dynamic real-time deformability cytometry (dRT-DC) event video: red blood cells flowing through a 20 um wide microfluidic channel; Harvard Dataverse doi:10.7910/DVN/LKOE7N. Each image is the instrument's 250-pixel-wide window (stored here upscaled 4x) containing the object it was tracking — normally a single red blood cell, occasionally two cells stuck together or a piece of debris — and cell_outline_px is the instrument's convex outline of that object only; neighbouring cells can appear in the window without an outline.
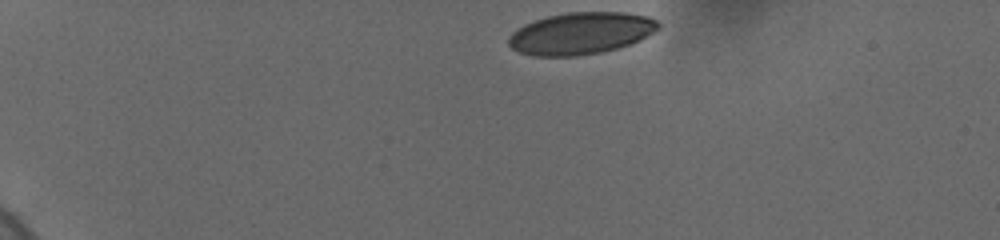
{"species": "human", "species_latin": "Homo sapiens", "temperature_condition": "cold", "stored_images_in_passage": 58, "camera_frame_rate_fps": 3000, "um_per_image_px": 0.085, "donor": {"sex": "female"}, "frame": {"image": 1, "passage_image": 1, "time_ms": 0.0, "image_size_px": [1000, 240], "cell_outline_px": [[660, 28], [640, 40], [632, 44], [600, 52], [576, 56], [536, 56], [520, 52], [512, 48], [508, 44], [508, 36], [516, 28], [524, 24], [548, 16], [568, 12], [624, 12], [648, 16], [656, 20], [660, 24]], "centroid_in_image_um": [49.37, 2.83], "position_along_channel_um": 35.6, "area_um2": 36.65}}
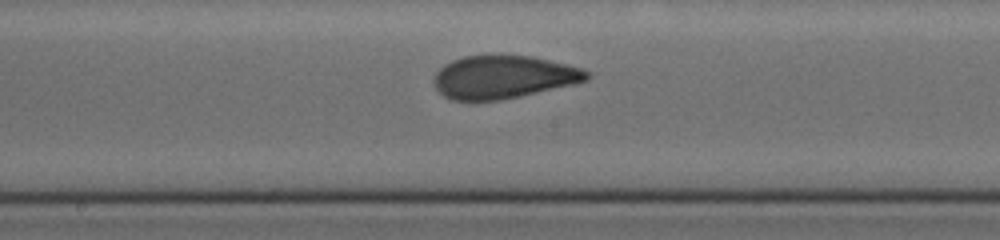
{"frame": {"image": 2, "passage_image": 36, "time_ms": 7.0, "image_size_px": [1000, 240], "cell_outline_px": [[592, 76], [588, 80], [572, 84], [520, 96], [500, 100], [452, 100], [444, 96], [436, 88], [432, 80], [436, 72], [444, 64], [452, 60], [464, 56], [496, 52], [500, 52], [532, 56], [568, 64], [584, 68]], "centroid_in_image_um": [42.78, 6.49], "position_along_channel_um": 205.4, "area_um2": 39.19}}
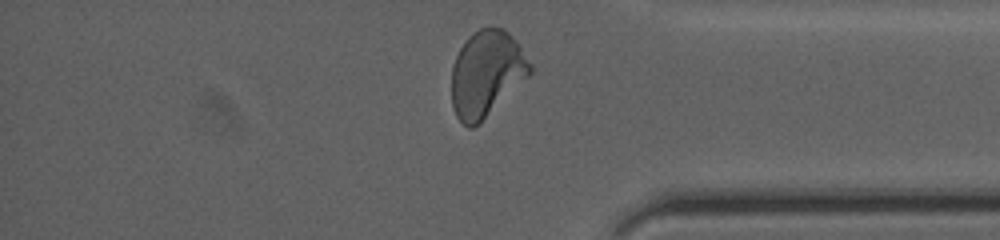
{"frame": {"image": 3, "passage_image": 57, "time_ms": 12.333, "image_size_px": [1000, 240], "cell_outline_px": [[532, 72], [480, 124], [472, 128], [468, 128], [456, 116], [452, 104], [452, 64], [460, 48], [468, 36], [480, 28], [504, 28], [516, 40], [532, 64]], "centroid_in_image_um": [41.35, 6.27], "position_along_channel_um": 393.9, "area_um2": 39.3}, "authors_computed_cell_mechanics": {"area_um2": 38.437, "velocity_mm_per_s": 3.6696, "shape_relaxation_time_tau1_ms": 11.3301, "shape_relaxation_time_tau2_ms": 0.8626, "deformation_change_tau1": 0.2586, "deformation_change_tau2": 0.0565}}